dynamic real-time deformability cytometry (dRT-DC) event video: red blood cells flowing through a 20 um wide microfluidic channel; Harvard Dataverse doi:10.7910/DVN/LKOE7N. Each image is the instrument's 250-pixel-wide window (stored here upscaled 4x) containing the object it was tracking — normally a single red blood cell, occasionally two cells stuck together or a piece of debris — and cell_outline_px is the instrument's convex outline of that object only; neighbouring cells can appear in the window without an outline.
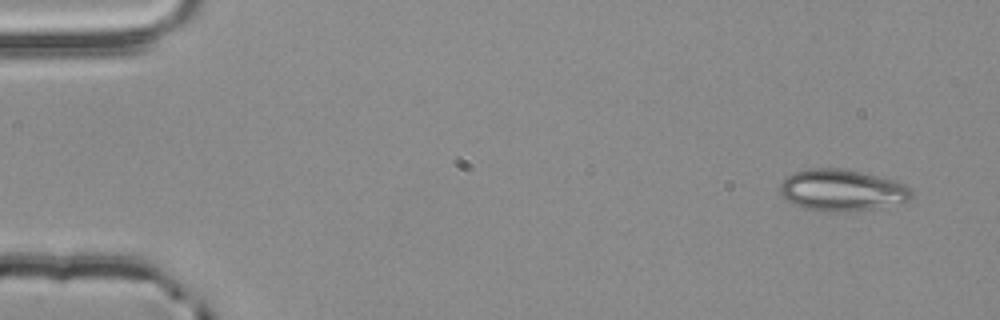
{"species": "common noctule bat (a hibernating species)", "species_latin": "Nyctalus noctula", "temperature_condition": "room temperature", "stored_images_in_passage": 4, "camera_frame_rate_fps": 3000, "um_per_image_px": 0.085, "animal": {"sex": "male", "body_mass_g": 20.4}, "frame": {"image": 1, "passage_image": 1, "time_ms": 0.0, "image_size_px": [1000, 320], "cell_outline_px": [[912, 196], [908, 200], [876, 208], [848, 212], [804, 208], [788, 200], [780, 192], [780, 184], [788, 176], [796, 172], [812, 168], [840, 168], [860, 172], [896, 180], [904, 184], [912, 192]], "centroid_in_image_um": [71.58, 16.15], "position_along_channel_um": 13.4, "area_um2": 31.21}}